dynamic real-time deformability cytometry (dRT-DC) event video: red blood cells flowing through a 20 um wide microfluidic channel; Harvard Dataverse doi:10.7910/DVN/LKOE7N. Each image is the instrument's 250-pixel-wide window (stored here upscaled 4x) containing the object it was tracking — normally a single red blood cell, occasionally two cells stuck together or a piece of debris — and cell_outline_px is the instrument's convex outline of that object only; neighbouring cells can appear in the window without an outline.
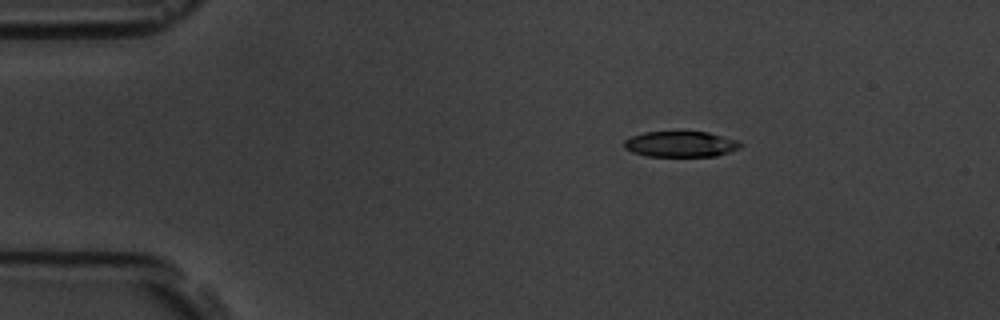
{"species": "common noctule bat (a hibernating species)", "species_latin": "Nyctalus noctula", "temperature_condition": "room temperature", "stored_images_in_passage": 3, "camera_frame_rate_fps": 3000, "um_per_image_px": 0.085, "animal": {"sex": "male", "body_mass_g": 19.5, "forearm_length_mm": 54.6}, "frame": {"image": 1, "passage_image": 1, "time_ms": 0.0, "image_size_px": [1000, 320], "cell_outline_px": [[744, 144], [740, 148], [716, 156], [648, 156], [632, 152], [624, 148], [624, 140], [632, 136], [644, 132], [708, 132], [736, 140]], "centroid_in_image_um": [57.85, 12.25], "position_along_channel_um": 27.1, "area_um2": 17.34}}